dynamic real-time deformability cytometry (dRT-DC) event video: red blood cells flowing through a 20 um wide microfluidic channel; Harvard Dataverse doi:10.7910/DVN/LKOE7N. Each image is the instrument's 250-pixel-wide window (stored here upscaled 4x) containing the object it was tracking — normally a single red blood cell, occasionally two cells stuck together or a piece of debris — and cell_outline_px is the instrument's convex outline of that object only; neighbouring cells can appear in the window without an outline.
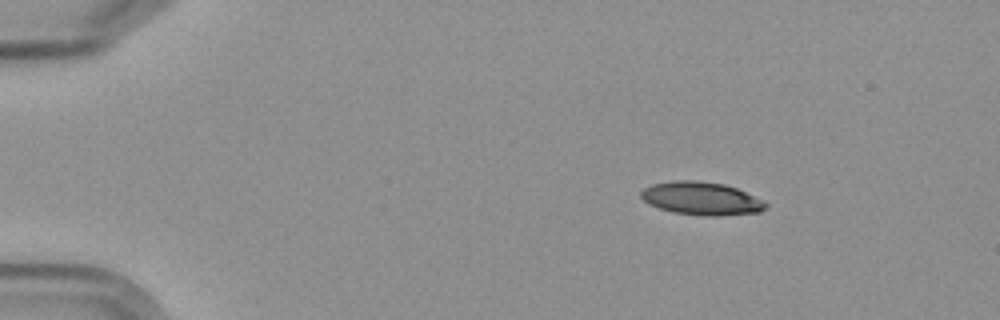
{"species": "Egyptian fruit bat (a non-hibernating species)", "species_latin": "Rousettus aegyptiacus", "temperature_condition": "cold", "stored_images_in_passage": 10, "camera_frame_rate_fps": 3000, "um_per_image_px": 0.085, "frame": {"image": 1, "passage_image": 1, "time_ms": 0.0, "image_size_px": [1000, 320], "cell_outline_px": [[768, 204], [760, 212], [716, 216], [708, 216], [672, 212], [648, 204], [640, 196], [640, 192], [644, 188], [652, 184], [672, 180], [696, 180], [724, 184], [736, 188], [764, 200]], "centroid_in_image_um": [59.6, 16.86], "position_along_channel_um": 25.4, "area_um2": 24.04}}
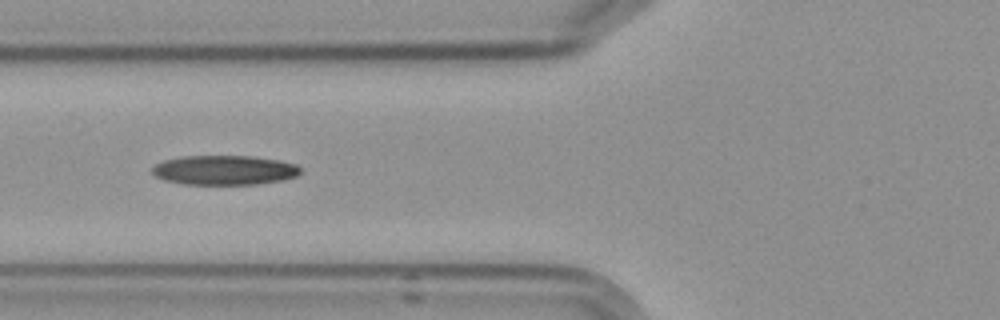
{"frame": {"image": 2, "passage_image": 5, "time_ms": 4.667, "image_size_px": [1000, 320], "cell_outline_px": [[300, 172], [296, 176], [284, 180], [256, 184], [184, 184], [164, 180], [156, 176], [152, 172], [152, 168], [156, 164], [168, 160], [184, 156], [248, 156], [280, 160], [296, 164], [300, 168]], "centroid_in_image_um": [19.1, 14.46], "position_along_channel_um": 106.7, "area_um2": 25.32}}
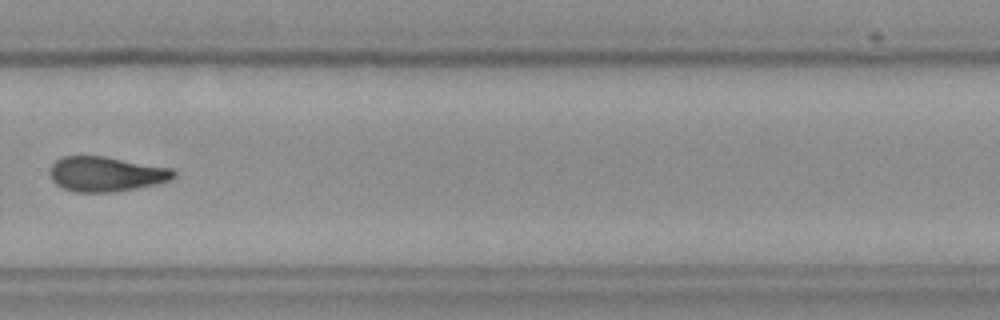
{"frame": {"image": 3, "passage_image": 10, "time_ms": 10.667, "image_size_px": [1000, 320], "cell_outline_px": [[176, 176], [172, 180], [160, 184], [112, 192], [76, 192], [64, 188], [56, 184], [52, 180], [48, 172], [52, 164], [60, 156], [104, 156], [172, 168], [176, 172]], "centroid_in_image_um": [9.03, 14.79], "position_along_channel_um": 320.8, "area_um2": 25.43}}